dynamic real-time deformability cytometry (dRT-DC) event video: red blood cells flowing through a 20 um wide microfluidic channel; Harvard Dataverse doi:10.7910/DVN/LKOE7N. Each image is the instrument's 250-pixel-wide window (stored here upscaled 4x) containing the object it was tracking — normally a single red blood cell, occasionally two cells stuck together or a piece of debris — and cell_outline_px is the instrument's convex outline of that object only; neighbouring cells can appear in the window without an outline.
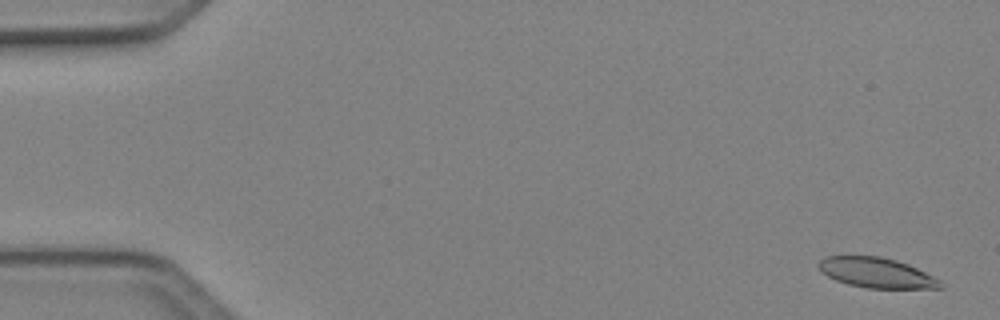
{"species": "Egyptian fruit bat (a non-hibernating species)", "species_latin": "Rousettus aegyptiacus", "temperature_condition": "cold", "stored_images_in_passage": 50, "camera_frame_rate_fps": 3000, "um_per_image_px": 0.085, "animal": {"sex": "female"}, "frame": {"image": 1, "passage_image": 2, "time_ms": 0.333, "image_size_px": [1000, 320], "cell_outline_px": [[944, 288], [868, 288], [848, 284], [836, 280], [828, 276], [816, 264], [824, 256], [880, 256], [896, 260], [908, 264], [940, 280], [944, 284]], "centroid_in_image_um": [74.51, 23.18], "position_along_channel_um": 10.5, "area_um2": 21.21}}
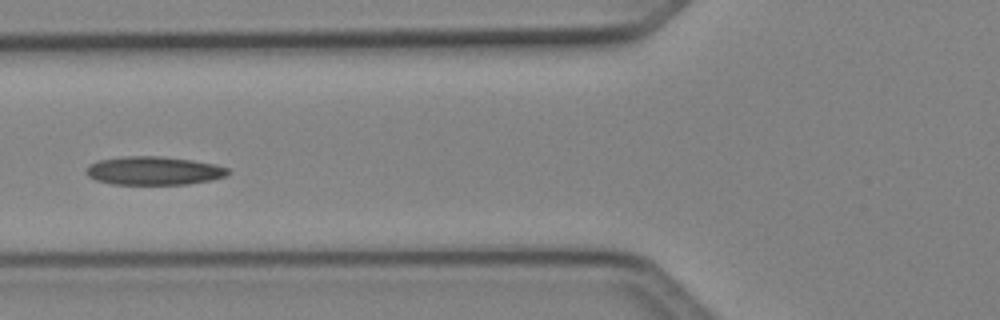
{"frame": {"image": 2, "passage_image": 20, "time_ms": 6.333, "image_size_px": [1000, 320], "cell_outline_px": [[232, 172], [224, 176], [212, 180], [188, 184], [112, 184], [96, 180], [88, 176], [84, 172], [84, 168], [88, 164], [96, 160], [124, 156], [160, 156], [192, 160], [216, 164], [228, 168]], "centroid_in_image_um": [13.03, 14.5], "position_along_channel_um": 112.8, "area_um2": 23.81}}
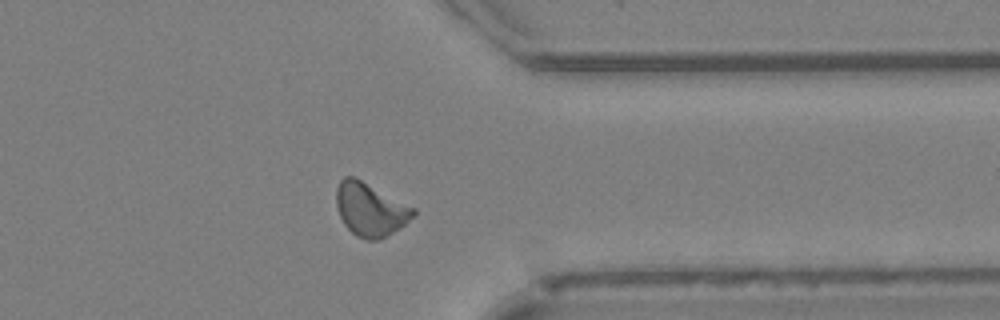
{"frame": {"image": 3, "passage_image": 40, "time_ms": 13.0, "image_size_px": [1000, 320], "cell_outline_px": [[416, 212], [400, 228], [380, 240], [364, 240], [356, 236], [344, 224], [340, 216], [336, 204], [336, 188], [340, 180], [344, 176], [352, 176], [416, 208]], "centroid_in_image_um": [31.46, 17.82], "position_along_channel_um": 379.9, "area_um2": 23.7}}